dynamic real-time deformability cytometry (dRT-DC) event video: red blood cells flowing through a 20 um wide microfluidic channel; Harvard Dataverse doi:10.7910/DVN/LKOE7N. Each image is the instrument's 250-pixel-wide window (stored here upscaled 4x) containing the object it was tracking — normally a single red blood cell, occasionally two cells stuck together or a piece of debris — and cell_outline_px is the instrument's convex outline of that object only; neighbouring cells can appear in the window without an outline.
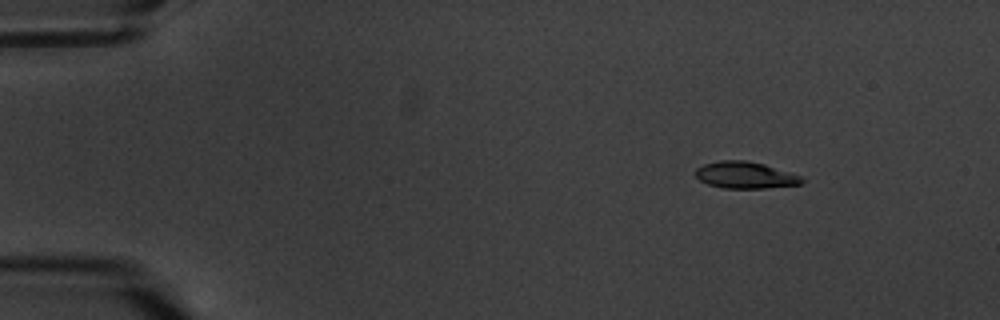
{"species": "common noctule bat (a hibernating species)", "species_latin": "Nyctalus noctula", "temperature_condition": "warm", "stored_images_in_passage": 6, "camera_frame_rate_fps": 3000, "um_per_image_px": 0.085, "animal": {"sex": "male", "body_mass_g": 20.1, "forearm_length_mm": 53.5}, "frame": {"image": 1, "passage_image": 3, "time_ms": 2.0, "image_size_px": [1000, 320], "cell_outline_px": [[804, 180], [800, 184], [764, 188], [724, 188], [708, 184], [700, 180], [696, 176], [696, 168], [704, 164], [720, 160], [744, 160], [764, 164], [800, 176]], "centroid_in_image_um": [63.31, 14.88], "position_along_channel_um": 21.7, "area_um2": 16.3}}
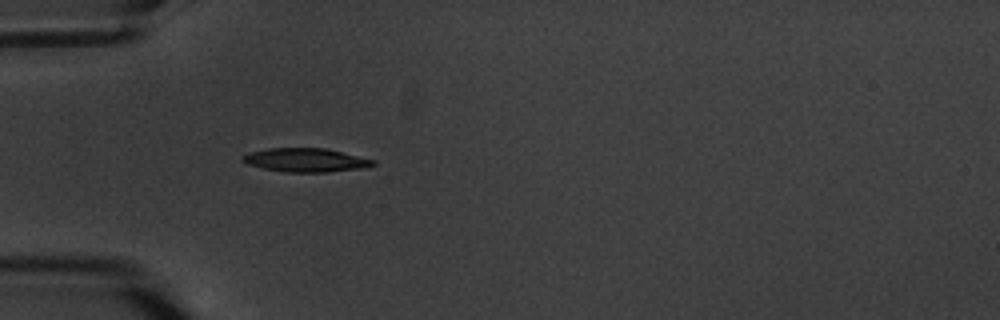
{"frame": {"image": 2, "passage_image": 6, "time_ms": 5.667, "image_size_px": [1000, 320], "cell_outline_px": [[376, 164], [364, 168], [324, 172], [284, 172], [264, 168], [248, 164], [240, 160], [240, 156], [252, 152], [268, 148], [324, 148], [376, 160]], "centroid_in_image_um": [25.98, 13.61], "position_along_channel_um": 59.0, "area_um2": 17.92}}